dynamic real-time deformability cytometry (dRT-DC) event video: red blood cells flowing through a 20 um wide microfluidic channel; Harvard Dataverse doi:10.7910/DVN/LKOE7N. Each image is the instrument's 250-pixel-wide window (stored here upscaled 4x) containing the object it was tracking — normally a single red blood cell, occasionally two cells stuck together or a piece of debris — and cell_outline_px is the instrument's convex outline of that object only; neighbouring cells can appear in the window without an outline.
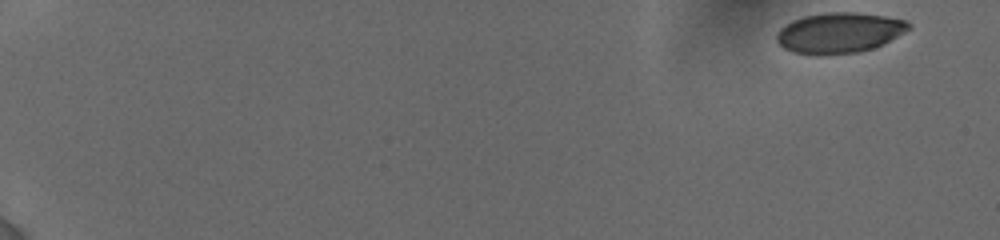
{"species": "human", "species_latin": "Homo sapiens", "temperature_condition": "cold", "stored_images_in_passage": 9, "camera_frame_rate_fps": 3000, "um_per_image_px": 0.085, "donor": {"sex": "female"}, "frame": {"image": 1, "passage_image": 1, "time_ms": 0.0, "image_size_px": [1000, 240], "cell_outline_px": [[912, 28], [884, 44], [860, 52], [820, 56], [816, 56], [792, 52], [784, 48], [776, 40], [776, 32], [784, 24], [792, 20], [804, 16], [824, 12], [856, 12], [884, 16], [908, 20], [912, 24]], "centroid_in_image_um": [71.34, 2.79], "position_along_channel_um": 13.7, "area_um2": 31.79}}
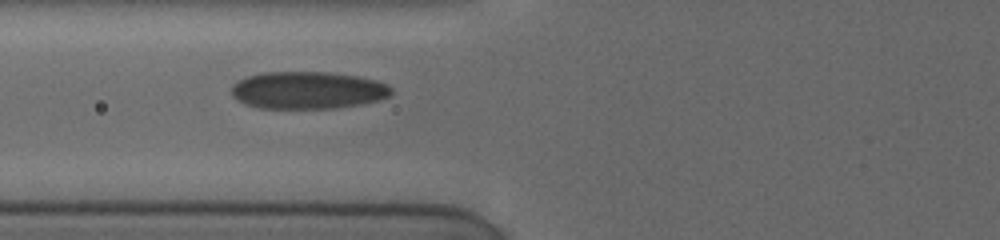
{"frame": {"image": 2, "passage_image": 8, "time_ms": 7.333, "image_size_px": [1000, 240], "cell_outline_px": [[392, 92], [388, 96], [380, 100], [360, 104], [336, 108], [260, 108], [244, 104], [236, 100], [232, 96], [232, 84], [248, 76], [264, 72], [328, 72], [356, 76], [376, 80], [388, 84], [392, 88]], "centroid_in_image_um": [26.16, 7.67], "position_along_channel_um": 99.6, "area_um2": 34.85}}
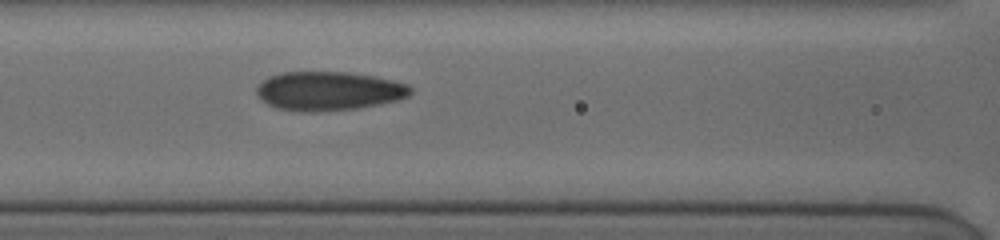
{"frame": {"image": 3, "passage_image": 9, "time_ms": 8.333, "image_size_px": [1000, 240], "cell_outline_px": [[412, 92], [408, 96], [396, 100], [380, 104], [356, 108], [316, 112], [276, 108], [268, 104], [256, 92], [256, 88], [268, 76], [280, 72], [348, 72], [372, 76], [392, 80], [408, 84], [412, 88]], "centroid_in_image_um": [27.95, 7.72], "position_along_channel_um": 138.6, "area_um2": 34.62}}